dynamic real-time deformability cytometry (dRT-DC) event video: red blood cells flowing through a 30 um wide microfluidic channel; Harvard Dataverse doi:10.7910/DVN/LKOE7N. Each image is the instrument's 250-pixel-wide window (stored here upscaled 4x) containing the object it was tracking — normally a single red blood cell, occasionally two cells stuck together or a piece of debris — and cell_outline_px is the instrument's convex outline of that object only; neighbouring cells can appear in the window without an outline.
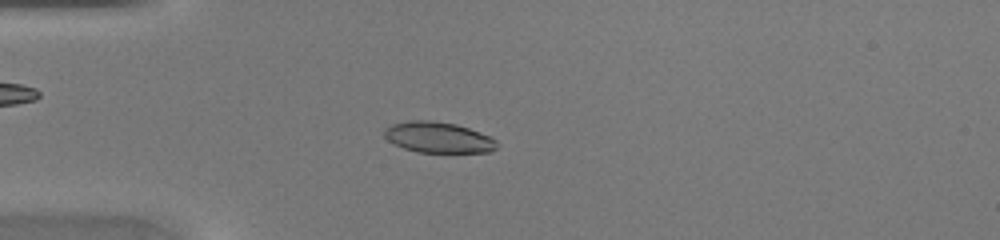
{"species": "common noctule bat (a hibernating species)", "species_latin": "Nyctalus noctula", "temperature_condition": "warm", "stored_images_in_passage": 45, "camera_frame_rate_fps": 3000, "um_per_image_px": 0.085, "animal": {"sex": "female", "body_mass_g": 20.0, "forearm_length_mm": 54.0}, "frame": {"image": 1, "passage_image": 13, "time_ms": 4.0, "image_size_px": [1000, 240], "cell_outline_px": [[496, 148], [492, 152], [416, 152], [404, 148], [388, 140], [384, 136], [384, 128], [392, 124], [408, 120], [432, 120], [456, 124], [468, 128], [488, 136], [496, 140]], "centroid_in_image_um": [37.22, 11.67], "position_along_channel_um": 47.8, "area_um2": 20.11}}
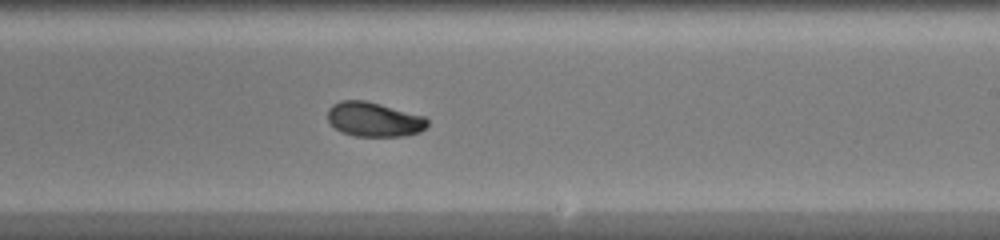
{"frame": {"image": 2, "passage_image": 28, "time_ms": 9.0, "image_size_px": [1000, 240], "cell_outline_px": [[428, 124], [420, 132], [404, 136], [352, 136], [336, 128], [328, 120], [328, 108], [332, 104], [340, 100], [364, 100], [380, 104], [424, 116], [428, 120]], "centroid_in_image_um": [31.78, 10.15], "position_along_channel_um": 257.2, "area_um2": 19.94}}
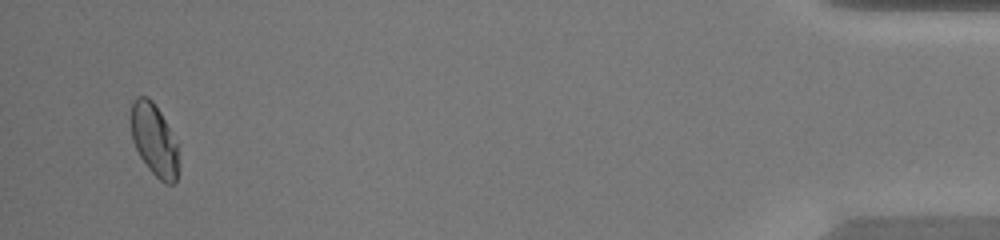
{"frame": {"image": 3, "passage_image": 44, "time_ms": 14.333, "image_size_px": [1000, 240], "cell_outline_px": [[180, 144], [176, 180], [172, 184], [164, 184], [148, 168], [140, 156], [132, 140], [132, 100], [136, 96], [148, 96], [152, 100], [160, 112]], "centroid_in_image_um": [13.15, 11.89], "position_along_channel_um": 422.1, "area_um2": 20.23}}